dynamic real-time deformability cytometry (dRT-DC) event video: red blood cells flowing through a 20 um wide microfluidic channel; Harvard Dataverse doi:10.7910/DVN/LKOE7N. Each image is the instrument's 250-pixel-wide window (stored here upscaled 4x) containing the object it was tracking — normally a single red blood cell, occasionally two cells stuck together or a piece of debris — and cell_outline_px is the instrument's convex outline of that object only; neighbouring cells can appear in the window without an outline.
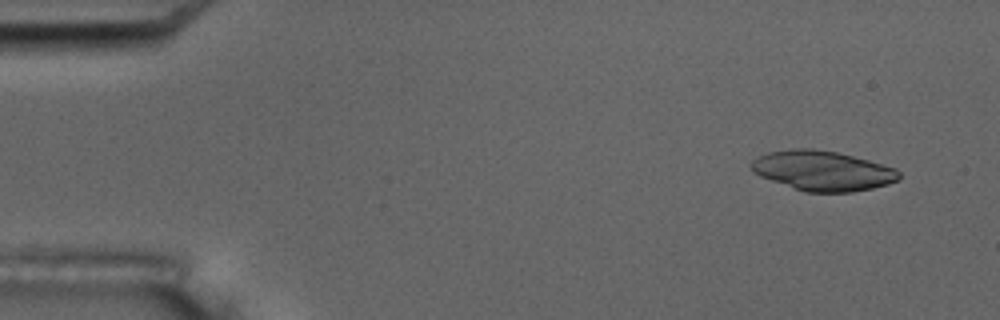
{"species": "common noctule bat (a hibernating species)", "species_latin": "Nyctalus noctula", "temperature_condition": "room temperature", "stored_images_in_passage": 6, "camera_frame_rate_fps": 3000, "um_per_image_px": 0.085, "animal": {"sex": "male", "body_mass_g": 17.5, "forearm_length_mm": 52.3}, "frame": {"image": 1, "passage_image": 2, "time_ms": 1.0, "image_size_px": [1000, 320], "cell_outline_px": [[900, 180], [888, 184], [872, 188], [852, 192], [804, 192], [760, 176], [752, 172], [752, 160], [768, 152], [792, 148], [812, 148], [836, 152], [868, 160], [896, 168], [900, 172]], "centroid_in_image_um": [69.94, 14.51], "position_along_channel_um": 15.1, "area_um2": 34.28}}